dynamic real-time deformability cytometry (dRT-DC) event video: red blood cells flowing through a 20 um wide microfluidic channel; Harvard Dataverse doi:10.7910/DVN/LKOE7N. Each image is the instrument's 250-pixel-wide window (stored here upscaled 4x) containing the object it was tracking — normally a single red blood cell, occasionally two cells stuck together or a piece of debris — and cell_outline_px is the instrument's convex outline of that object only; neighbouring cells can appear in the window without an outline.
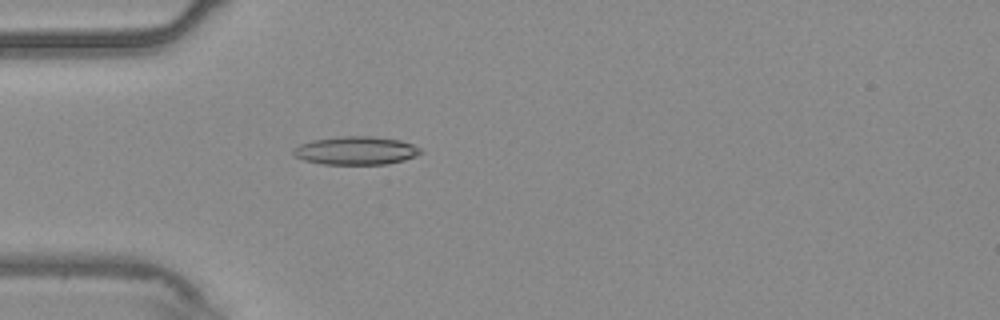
{"species": "common noctule bat (a hibernating species)", "species_latin": "Nyctalus noctula", "temperature_condition": "warm", "stored_images_in_passage": 33, "segment_of_instrument_passage": [1, 2], "camera_frame_rate_fps": 3000, "um_per_image_px": 0.085, "animal": {"sex": "male", "body_mass_g": 20.4}, "frame": {"image": 1, "passage_image": 1, "time_ms": 0.0, "image_size_px": [1000, 320], "cell_outline_px": [[424, 152], [416, 156], [404, 160], [384, 164], [324, 164], [304, 160], [296, 156], [292, 152], [292, 148], [300, 144], [312, 140], [340, 136], [372, 136], [400, 140], [412, 144], [420, 148]], "centroid_in_image_um": [30.26, 12.79], "position_along_channel_um": 54.7, "area_um2": 20.98}}
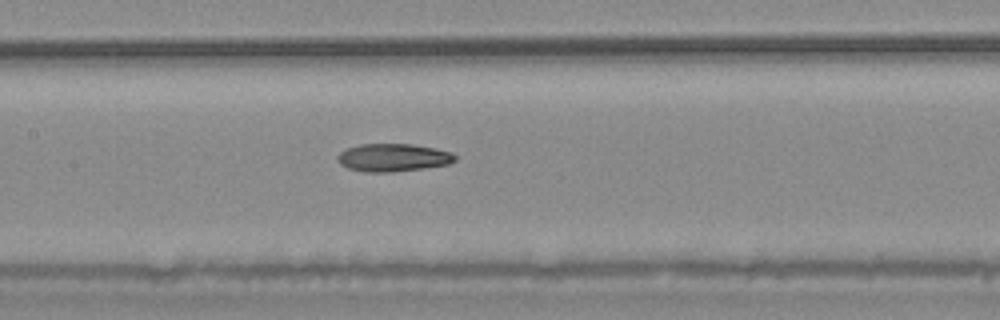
{"frame": {"image": 2, "passage_image": 11, "time_ms": 3.333, "image_size_px": [1000, 320], "cell_outline_px": [[456, 160], [448, 164], [424, 168], [392, 172], [364, 172], [348, 168], [340, 164], [336, 160], [336, 156], [340, 152], [348, 148], [360, 144], [412, 144], [436, 148], [452, 152], [456, 156]], "centroid_in_image_um": [33.4, 13.39], "position_along_channel_um": 174.0, "area_um2": 19.19}}
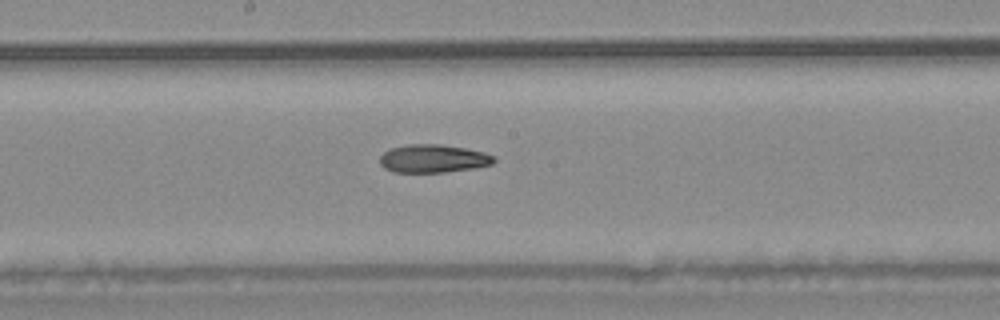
{"frame": {"image": 3, "passage_image": 14, "time_ms": 4.333, "image_size_px": [1000, 320], "cell_outline_px": [[496, 160], [492, 164], [476, 168], [444, 172], [392, 172], [384, 168], [380, 164], [380, 156], [384, 152], [392, 148], [408, 144], [440, 144], [464, 148], [484, 152], [496, 156]], "centroid_in_image_um": [36.84, 13.48], "position_along_channel_um": 211.4, "area_um2": 18.79}}